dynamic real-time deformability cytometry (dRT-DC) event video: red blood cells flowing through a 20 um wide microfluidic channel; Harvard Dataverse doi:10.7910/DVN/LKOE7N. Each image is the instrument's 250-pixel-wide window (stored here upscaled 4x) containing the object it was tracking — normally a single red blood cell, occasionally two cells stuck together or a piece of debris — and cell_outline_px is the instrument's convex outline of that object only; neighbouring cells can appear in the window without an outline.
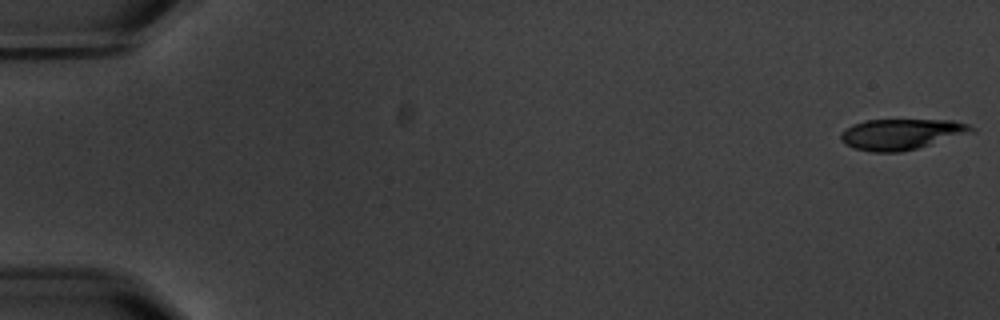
{"species": "common noctule bat (a hibernating species)", "species_latin": "Nyctalus noctula", "temperature_condition": "warm", "stored_images_in_passage": 3, "camera_frame_rate_fps": 3000, "um_per_image_px": 0.085, "animal": {"sex": "male", "body_mass_g": 20.1, "forearm_length_mm": 53.5}, "frame": {"image": 1, "passage_image": 1, "time_ms": 0.0, "image_size_px": [1000, 320], "cell_outline_px": [[976, 132], [916, 148], [900, 152], [872, 152], [852, 148], [844, 144], [840, 140], [840, 132], [852, 124], [864, 120], [952, 120], [968, 124], [976, 128]], "centroid_in_image_um": [76.6, 11.4], "position_along_channel_um": 8.4, "area_um2": 23.64}}